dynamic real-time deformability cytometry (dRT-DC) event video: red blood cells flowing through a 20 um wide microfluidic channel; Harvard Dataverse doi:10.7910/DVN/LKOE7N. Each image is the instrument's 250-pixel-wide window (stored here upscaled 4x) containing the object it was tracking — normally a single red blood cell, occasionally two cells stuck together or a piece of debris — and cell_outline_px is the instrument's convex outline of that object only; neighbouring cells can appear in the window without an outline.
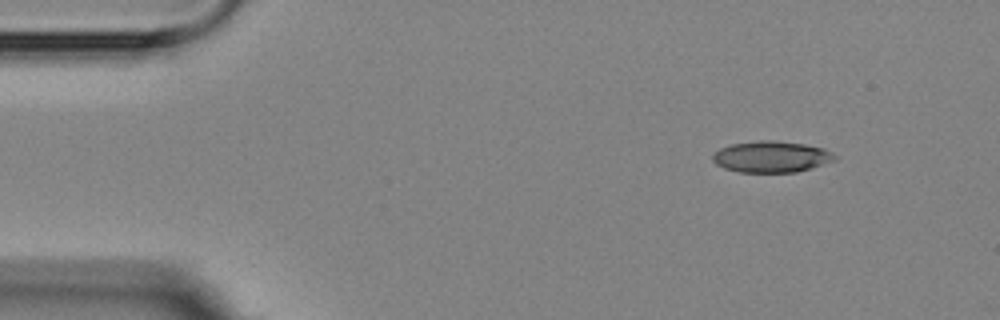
{"species": "Egyptian fruit bat (a non-hibernating species)", "species_latin": "Rousettus aegyptiacus", "temperature_condition": "room temperature", "stored_images_in_passage": 7, "camera_frame_rate_fps": 3000, "um_per_image_px": 0.085, "animal": {"sex": "female"}, "frame": {"image": 1, "passage_image": 1, "time_ms": 0.0, "image_size_px": [1000, 320], "cell_outline_px": [[836, 160], [812, 168], [796, 172], [740, 172], [724, 168], [716, 164], [712, 160], [712, 156], [720, 148], [732, 144], [760, 140], [772, 140], [804, 144], [824, 148], [832, 152], [836, 156]], "centroid_in_image_um": [65.58, 13.32], "position_along_channel_um": 19.4, "area_um2": 22.25}}
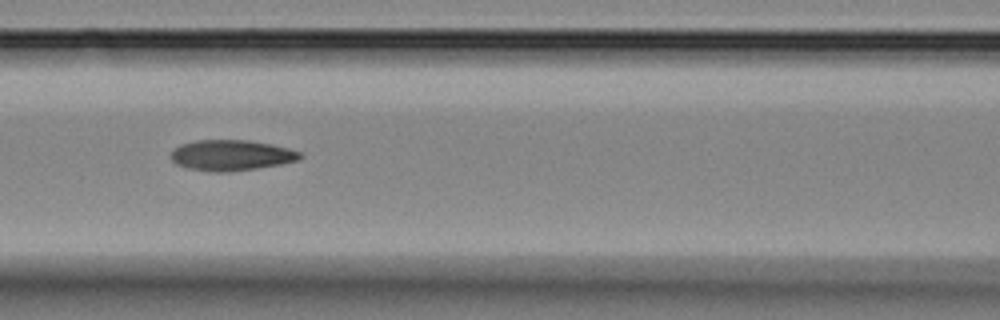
{"frame": {"image": 2, "passage_image": 6, "time_ms": 5.667, "image_size_px": [1000, 320], "cell_outline_px": [[304, 156], [300, 160], [280, 164], [256, 168], [228, 172], [212, 172], [188, 168], [176, 164], [168, 156], [180, 144], [196, 140], [248, 140], [272, 144], [288, 148], [300, 152]], "centroid_in_image_um": [19.66, 13.19], "position_along_channel_um": 146.9, "area_um2": 23.18}}
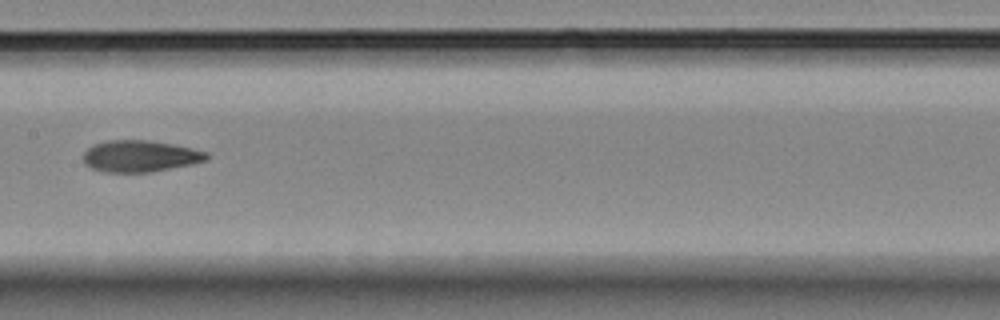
{"frame": {"image": 3, "passage_image": 7, "time_ms": 7.0, "image_size_px": [1000, 320], "cell_outline_px": [[208, 160], [192, 164], [152, 172], [104, 172], [92, 168], [84, 164], [84, 152], [92, 144], [108, 140], [148, 140], [172, 144], [192, 148], [208, 152]], "centroid_in_image_um": [11.91, 13.27], "position_along_channel_um": 195.5, "area_um2": 22.77}}